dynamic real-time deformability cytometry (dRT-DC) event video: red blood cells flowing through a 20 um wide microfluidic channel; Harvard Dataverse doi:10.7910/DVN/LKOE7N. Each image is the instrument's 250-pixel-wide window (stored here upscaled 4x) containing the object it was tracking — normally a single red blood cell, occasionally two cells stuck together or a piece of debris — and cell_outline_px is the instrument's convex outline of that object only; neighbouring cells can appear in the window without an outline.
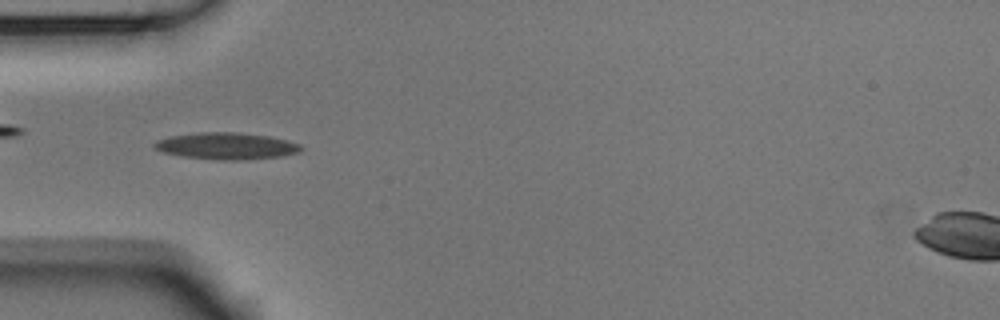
{"species": "Egyptian fruit bat (a non-hibernating species)", "species_latin": "Rousettus aegyptiacus", "temperature_condition": "room temperature", "stored_images_in_passage": 51, "camera_frame_rate_fps": 3000, "um_per_image_px": 0.085, "animal": {"sex": "male"}, "frame": {"image": 1, "passage_image": 14, "time_ms": 4.333, "image_size_px": [1000, 320], "cell_outline_px": [[304, 148], [300, 152], [280, 156], [240, 160], [216, 160], [184, 156], [164, 152], [156, 148], [152, 144], [156, 140], [172, 136], [200, 132], [236, 132], [268, 136], [288, 140], [300, 144]], "centroid_in_image_um": [19.28, 12.4], "position_along_channel_um": 65.7, "area_um2": 22.72}}
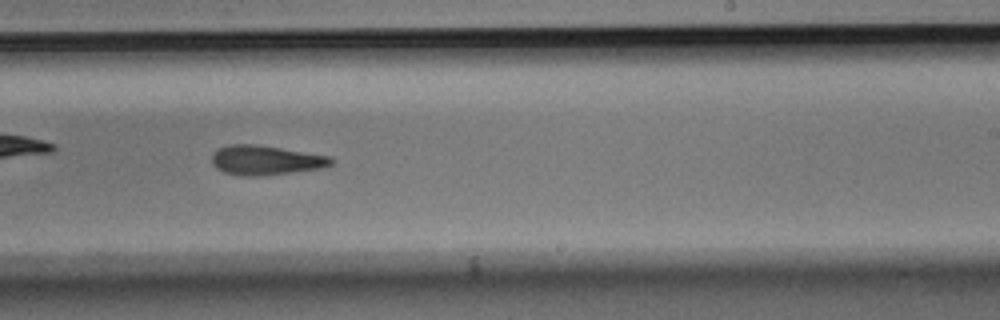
{"frame": {"image": 2, "passage_image": 30, "time_ms": 9.667, "image_size_px": [1000, 320], "cell_outline_px": [[336, 160], [332, 164], [324, 168], [260, 176], [244, 176], [224, 172], [216, 168], [212, 164], [212, 152], [228, 144], [256, 144], [332, 156]], "centroid_in_image_um": [22.61, 13.61], "position_along_channel_um": 266.4, "area_um2": 20.75}}
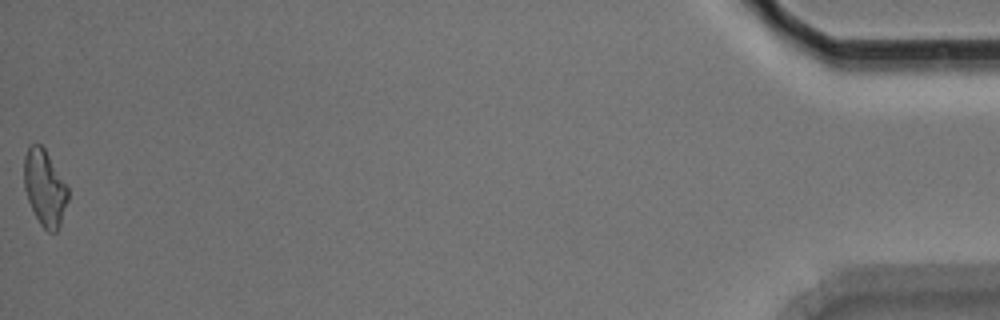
{"frame": {"image": 3, "passage_image": 51, "time_ms": 16.667, "image_size_px": [1000, 320], "cell_outline_px": [[68, 200], [60, 224], [56, 232], [48, 232], [40, 224], [28, 200], [24, 188], [24, 156], [28, 144], [40, 144], [44, 148], [68, 188]], "centroid_in_image_um": [3.78, 15.96], "position_along_channel_um": 431.4, "area_um2": 19.25}, "authors_computed_cell_mechanics": {"area_um2": 20.1144, "velocity_mm_per_s": 3.76, "shape_relaxation_time_tau1_ms": 9.7396, "shape_relaxation_time_tau2_ms": null, "deformation_change_tau1": 0.2209, "deformation_change_tau2": null}}